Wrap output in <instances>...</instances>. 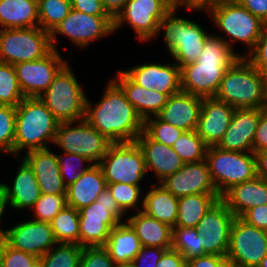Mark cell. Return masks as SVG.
<instances>
[{
	"label": "cell",
	"instance_id": "6da1fadb",
	"mask_svg": "<svg viewBox=\"0 0 267 267\" xmlns=\"http://www.w3.org/2000/svg\"><path fill=\"white\" fill-rule=\"evenodd\" d=\"M84 119L112 143L135 142L144 131V120L113 79L95 106L87 97Z\"/></svg>",
	"mask_w": 267,
	"mask_h": 267
},
{
	"label": "cell",
	"instance_id": "7a4b0ae2",
	"mask_svg": "<svg viewBox=\"0 0 267 267\" xmlns=\"http://www.w3.org/2000/svg\"><path fill=\"white\" fill-rule=\"evenodd\" d=\"M224 37L211 34L196 62L180 68L181 91L202 98L214 97L224 73L244 54H236Z\"/></svg>",
	"mask_w": 267,
	"mask_h": 267
},
{
	"label": "cell",
	"instance_id": "3957f363",
	"mask_svg": "<svg viewBox=\"0 0 267 267\" xmlns=\"http://www.w3.org/2000/svg\"><path fill=\"white\" fill-rule=\"evenodd\" d=\"M59 124L40 98L25 97L16 107L13 156H18L23 149L29 152L50 148Z\"/></svg>",
	"mask_w": 267,
	"mask_h": 267
},
{
	"label": "cell",
	"instance_id": "277c9868",
	"mask_svg": "<svg viewBox=\"0 0 267 267\" xmlns=\"http://www.w3.org/2000/svg\"><path fill=\"white\" fill-rule=\"evenodd\" d=\"M178 3L163 17L157 26L155 36L164 30L167 51L181 68L196 62L206 39L211 35L200 24L176 16Z\"/></svg>",
	"mask_w": 267,
	"mask_h": 267
},
{
	"label": "cell",
	"instance_id": "5b68a950",
	"mask_svg": "<svg viewBox=\"0 0 267 267\" xmlns=\"http://www.w3.org/2000/svg\"><path fill=\"white\" fill-rule=\"evenodd\" d=\"M263 75L240 57L224 73L214 98L234 108H261Z\"/></svg>",
	"mask_w": 267,
	"mask_h": 267
},
{
	"label": "cell",
	"instance_id": "8992f818",
	"mask_svg": "<svg viewBox=\"0 0 267 267\" xmlns=\"http://www.w3.org/2000/svg\"><path fill=\"white\" fill-rule=\"evenodd\" d=\"M124 215L106 188L96 201L79 210L80 246L104 247L111 229L123 222Z\"/></svg>",
	"mask_w": 267,
	"mask_h": 267
},
{
	"label": "cell",
	"instance_id": "52a82bcc",
	"mask_svg": "<svg viewBox=\"0 0 267 267\" xmlns=\"http://www.w3.org/2000/svg\"><path fill=\"white\" fill-rule=\"evenodd\" d=\"M40 99L60 123L84 119L87 96L68 63Z\"/></svg>",
	"mask_w": 267,
	"mask_h": 267
},
{
	"label": "cell",
	"instance_id": "ba28073f",
	"mask_svg": "<svg viewBox=\"0 0 267 267\" xmlns=\"http://www.w3.org/2000/svg\"><path fill=\"white\" fill-rule=\"evenodd\" d=\"M205 159L212 182L220 196L232 186L257 176L253 152L225 151L217 146H208Z\"/></svg>",
	"mask_w": 267,
	"mask_h": 267
},
{
	"label": "cell",
	"instance_id": "9c48e42d",
	"mask_svg": "<svg viewBox=\"0 0 267 267\" xmlns=\"http://www.w3.org/2000/svg\"><path fill=\"white\" fill-rule=\"evenodd\" d=\"M207 14H210L215 26L229 36L224 41L233 51L231 45L239 41L249 48V54L267 26L236 0L213 7Z\"/></svg>",
	"mask_w": 267,
	"mask_h": 267
},
{
	"label": "cell",
	"instance_id": "30bf717a",
	"mask_svg": "<svg viewBox=\"0 0 267 267\" xmlns=\"http://www.w3.org/2000/svg\"><path fill=\"white\" fill-rule=\"evenodd\" d=\"M53 50L50 33L38 27L0 28V62L15 65L41 59Z\"/></svg>",
	"mask_w": 267,
	"mask_h": 267
},
{
	"label": "cell",
	"instance_id": "8fae6325",
	"mask_svg": "<svg viewBox=\"0 0 267 267\" xmlns=\"http://www.w3.org/2000/svg\"><path fill=\"white\" fill-rule=\"evenodd\" d=\"M98 165L107 183L139 185L147 173L143 151L136 141L112 143Z\"/></svg>",
	"mask_w": 267,
	"mask_h": 267
},
{
	"label": "cell",
	"instance_id": "7c38bea8",
	"mask_svg": "<svg viewBox=\"0 0 267 267\" xmlns=\"http://www.w3.org/2000/svg\"><path fill=\"white\" fill-rule=\"evenodd\" d=\"M54 144L63 152L83 156L92 164H98L112 142L83 119L77 122L60 123L56 130Z\"/></svg>",
	"mask_w": 267,
	"mask_h": 267
},
{
	"label": "cell",
	"instance_id": "4fadbf2b",
	"mask_svg": "<svg viewBox=\"0 0 267 267\" xmlns=\"http://www.w3.org/2000/svg\"><path fill=\"white\" fill-rule=\"evenodd\" d=\"M177 0H128L114 18V32L126 23L141 42L155 38L157 26Z\"/></svg>",
	"mask_w": 267,
	"mask_h": 267
},
{
	"label": "cell",
	"instance_id": "5bb4252c",
	"mask_svg": "<svg viewBox=\"0 0 267 267\" xmlns=\"http://www.w3.org/2000/svg\"><path fill=\"white\" fill-rule=\"evenodd\" d=\"M267 255V237L262 229L235 217L229 237L227 258L244 267H257Z\"/></svg>",
	"mask_w": 267,
	"mask_h": 267
},
{
	"label": "cell",
	"instance_id": "9a60e30c",
	"mask_svg": "<svg viewBox=\"0 0 267 267\" xmlns=\"http://www.w3.org/2000/svg\"><path fill=\"white\" fill-rule=\"evenodd\" d=\"M114 32V18L88 15L73 8L68 16L50 33L52 48L56 35L65 36L77 47L86 48L91 42Z\"/></svg>",
	"mask_w": 267,
	"mask_h": 267
},
{
	"label": "cell",
	"instance_id": "2e32d148",
	"mask_svg": "<svg viewBox=\"0 0 267 267\" xmlns=\"http://www.w3.org/2000/svg\"><path fill=\"white\" fill-rule=\"evenodd\" d=\"M66 64L59 51L53 49L41 59L13 65L24 97L40 98Z\"/></svg>",
	"mask_w": 267,
	"mask_h": 267
},
{
	"label": "cell",
	"instance_id": "e0dca14e",
	"mask_svg": "<svg viewBox=\"0 0 267 267\" xmlns=\"http://www.w3.org/2000/svg\"><path fill=\"white\" fill-rule=\"evenodd\" d=\"M235 215L218 200L200 220L196 229L203 236L205 254L227 256L230 229Z\"/></svg>",
	"mask_w": 267,
	"mask_h": 267
},
{
	"label": "cell",
	"instance_id": "ac0fdd59",
	"mask_svg": "<svg viewBox=\"0 0 267 267\" xmlns=\"http://www.w3.org/2000/svg\"><path fill=\"white\" fill-rule=\"evenodd\" d=\"M4 238L12 248L38 258L57 244L50 223L32 219L6 229Z\"/></svg>",
	"mask_w": 267,
	"mask_h": 267
},
{
	"label": "cell",
	"instance_id": "d6986e66",
	"mask_svg": "<svg viewBox=\"0 0 267 267\" xmlns=\"http://www.w3.org/2000/svg\"><path fill=\"white\" fill-rule=\"evenodd\" d=\"M160 184L177 198L190 194L219 195L212 182L206 159L184 163L178 171L167 176Z\"/></svg>",
	"mask_w": 267,
	"mask_h": 267
},
{
	"label": "cell",
	"instance_id": "ffe728a7",
	"mask_svg": "<svg viewBox=\"0 0 267 267\" xmlns=\"http://www.w3.org/2000/svg\"><path fill=\"white\" fill-rule=\"evenodd\" d=\"M136 84L143 88L156 89L168 96L181 91L180 67L172 64L145 63L123 70Z\"/></svg>",
	"mask_w": 267,
	"mask_h": 267
},
{
	"label": "cell",
	"instance_id": "44dd1931",
	"mask_svg": "<svg viewBox=\"0 0 267 267\" xmlns=\"http://www.w3.org/2000/svg\"><path fill=\"white\" fill-rule=\"evenodd\" d=\"M262 112L259 108H235L231 123L216 146L225 151L253 152V141Z\"/></svg>",
	"mask_w": 267,
	"mask_h": 267
},
{
	"label": "cell",
	"instance_id": "7402d4cb",
	"mask_svg": "<svg viewBox=\"0 0 267 267\" xmlns=\"http://www.w3.org/2000/svg\"><path fill=\"white\" fill-rule=\"evenodd\" d=\"M235 108L225 102L203 98L196 127L197 134L207 146H216L231 123Z\"/></svg>",
	"mask_w": 267,
	"mask_h": 267
},
{
	"label": "cell",
	"instance_id": "603a6c76",
	"mask_svg": "<svg viewBox=\"0 0 267 267\" xmlns=\"http://www.w3.org/2000/svg\"><path fill=\"white\" fill-rule=\"evenodd\" d=\"M23 159L33 169L41 194H66L57 154L50 148L26 152Z\"/></svg>",
	"mask_w": 267,
	"mask_h": 267
},
{
	"label": "cell",
	"instance_id": "cb8c5ba5",
	"mask_svg": "<svg viewBox=\"0 0 267 267\" xmlns=\"http://www.w3.org/2000/svg\"><path fill=\"white\" fill-rule=\"evenodd\" d=\"M202 101V97L180 91L168 97L166 105L157 116L183 131L196 130Z\"/></svg>",
	"mask_w": 267,
	"mask_h": 267
},
{
	"label": "cell",
	"instance_id": "d4e9b609",
	"mask_svg": "<svg viewBox=\"0 0 267 267\" xmlns=\"http://www.w3.org/2000/svg\"><path fill=\"white\" fill-rule=\"evenodd\" d=\"M136 142L143 151L147 172L152 170L155 173L158 184L184 165L172 147L152 140L144 131L136 138Z\"/></svg>",
	"mask_w": 267,
	"mask_h": 267
},
{
	"label": "cell",
	"instance_id": "484cf974",
	"mask_svg": "<svg viewBox=\"0 0 267 267\" xmlns=\"http://www.w3.org/2000/svg\"><path fill=\"white\" fill-rule=\"evenodd\" d=\"M124 91L127 100L134 106L139 116L146 119L157 116L166 105L168 95L156 89H145L136 84L123 70L113 79Z\"/></svg>",
	"mask_w": 267,
	"mask_h": 267
},
{
	"label": "cell",
	"instance_id": "4316f807",
	"mask_svg": "<svg viewBox=\"0 0 267 267\" xmlns=\"http://www.w3.org/2000/svg\"><path fill=\"white\" fill-rule=\"evenodd\" d=\"M221 200L235 217H241L247 210L267 204V180L256 176L236 184L221 196Z\"/></svg>",
	"mask_w": 267,
	"mask_h": 267
},
{
	"label": "cell",
	"instance_id": "83f0119b",
	"mask_svg": "<svg viewBox=\"0 0 267 267\" xmlns=\"http://www.w3.org/2000/svg\"><path fill=\"white\" fill-rule=\"evenodd\" d=\"M12 187L0 183L7 205L12 209L31 208L41 196L36 176L29 164L22 159Z\"/></svg>",
	"mask_w": 267,
	"mask_h": 267
},
{
	"label": "cell",
	"instance_id": "f1b7e54d",
	"mask_svg": "<svg viewBox=\"0 0 267 267\" xmlns=\"http://www.w3.org/2000/svg\"><path fill=\"white\" fill-rule=\"evenodd\" d=\"M107 188L101 167L93 164L83 172L80 178L66 188L68 206L80 210L96 201L102 191Z\"/></svg>",
	"mask_w": 267,
	"mask_h": 267
},
{
	"label": "cell",
	"instance_id": "f546056e",
	"mask_svg": "<svg viewBox=\"0 0 267 267\" xmlns=\"http://www.w3.org/2000/svg\"><path fill=\"white\" fill-rule=\"evenodd\" d=\"M126 222L136 232L142 246L172 248L173 228L142 211L129 216Z\"/></svg>",
	"mask_w": 267,
	"mask_h": 267
},
{
	"label": "cell",
	"instance_id": "4dcf8cb0",
	"mask_svg": "<svg viewBox=\"0 0 267 267\" xmlns=\"http://www.w3.org/2000/svg\"><path fill=\"white\" fill-rule=\"evenodd\" d=\"M142 245L136 232L127 222L119 223L111 229L104 248L113 261L120 266H129Z\"/></svg>",
	"mask_w": 267,
	"mask_h": 267
},
{
	"label": "cell",
	"instance_id": "1f68e13d",
	"mask_svg": "<svg viewBox=\"0 0 267 267\" xmlns=\"http://www.w3.org/2000/svg\"><path fill=\"white\" fill-rule=\"evenodd\" d=\"M152 186L143 196L142 212L172 228L175 227L178 216V198L160 183Z\"/></svg>",
	"mask_w": 267,
	"mask_h": 267
},
{
	"label": "cell",
	"instance_id": "d6a6232c",
	"mask_svg": "<svg viewBox=\"0 0 267 267\" xmlns=\"http://www.w3.org/2000/svg\"><path fill=\"white\" fill-rule=\"evenodd\" d=\"M38 26V0H0V27L2 29Z\"/></svg>",
	"mask_w": 267,
	"mask_h": 267
},
{
	"label": "cell",
	"instance_id": "836d02e7",
	"mask_svg": "<svg viewBox=\"0 0 267 267\" xmlns=\"http://www.w3.org/2000/svg\"><path fill=\"white\" fill-rule=\"evenodd\" d=\"M220 199V195L212 194H190L179 197L175 227L196 228L208 210Z\"/></svg>",
	"mask_w": 267,
	"mask_h": 267
},
{
	"label": "cell",
	"instance_id": "e575fe53",
	"mask_svg": "<svg viewBox=\"0 0 267 267\" xmlns=\"http://www.w3.org/2000/svg\"><path fill=\"white\" fill-rule=\"evenodd\" d=\"M57 243L80 246L79 210L66 205L50 222Z\"/></svg>",
	"mask_w": 267,
	"mask_h": 267
},
{
	"label": "cell",
	"instance_id": "d590c367",
	"mask_svg": "<svg viewBox=\"0 0 267 267\" xmlns=\"http://www.w3.org/2000/svg\"><path fill=\"white\" fill-rule=\"evenodd\" d=\"M202 244L203 236L196 228L173 227L172 249L178 251L187 261L206 255Z\"/></svg>",
	"mask_w": 267,
	"mask_h": 267
},
{
	"label": "cell",
	"instance_id": "8d00e7d4",
	"mask_svg": "<svg viewBox=\"0 0 267 267\" xmlns=\"http://www.w3.org/2000/svg\"><path fill=\"white\" fill-rule=\"evenodd\" d=\"M70 10L71 0H38L39 27L51 33Z\"/></svg>",
	"mask_w": 267,
	"mask_h": 267
},
{
	"label": "cell",
	"instance_id": "74e56055",
	"mask_svg": "<svg viewBox=\"0 0 267 267\" xmlns=\"http://www.w3.org/2000/svg\"><path fill=\"white\" fill-rule=\"evenodd\" d=\"M81 252L78 244L57 243L39 258L40 267H79Z\"/></svg>",
	"mask_w": 267,
	"mask_h": 267
},
{
	"label": "cell",
	"instance_id": "f35d334b",
	"mask_svg": "<svg viewBox=\"0 0 267 267\" xmlns=\"http://www.w3.org/2000/svg\"><path fill=\"white\" fill-rule=\"evenodd\" d=\"M207 145L195 130L184 131L175 141L172 149L184 163L199 162L205 159Z\"/></svg>",
	"mask_w": 267,
	"mask_h": 267
},
{
	"label": "cell",
	"instance_id": "ab89813d",
	"mask_svg": "<svg viewBox=\"0 0 267 267\" xmlns=\"http://www.w3.org/2000/svg\"><path fill=\"white\" fill-rule=\"evenodd\" d=\"M24 98L13 65L0 62V105L17 107Z\"/></svg>",
	"mask_w": 267,
	"mask_h": 267
},
{
	"label": "cell",
	"instance_id": "60d3db41",
	"mask_svg": "<svg viewBox=\"0 0 267 267\" xmlns=\"http://www.w3.org/2000/svg\"><path fill=\"white\" fill-rule=\"evenodd\" d=\"M107 188L110 190L118 206L125 214L128 210L133 208L137 209L138 211H142L143 197L140 200V195L142 193L140 185L107 183ZM140 203L141 209L139 206Z\"/></svg>",
	"mask_w": 267,
	"mask_h": 267
},
{
	"label": "cell",
	"instance_id": "b9f144b4",
	"mask_svg": "<svg viewBox=\"0 0 267 267\" xmlns=\"http://www.w3.org/2000/svg\"><path fill=\"white\" fill-rule=\"evenodd\" d=\"M144 132L154 141L172 147L183 130L153 116L144 121Z\"/></svg>",
	"mask_w": 267,
	"mask_h": 267
},
{
	"label": "cell",
	"instance_id": "7bdbcfd3",
	"mask_svg": "<svg viewBox=\"0 0 267 267\" xmlns=\"http://www.w3.org/2000/svg\"><path fill=\"white\" fill-rule=\"evenodd\" d=\"M57 157L60 174L66 187L77 181L81 174L93 165L90 160L77 154L63 152L62 154L57 155ZM75 162L78 165L74 164ZM85 162L88 164L85 165Z\"/></svg>",
	"mask_w": 267,
	"mask_h": 267
},
{
	"label": "cell",
	"instance_id": "ee69618b",
	"mask_svg": "<svg viewBox=\"0 0 267 267\" xmlns=\"http://www.w3.org/2000/svg\"><path fill=\"white\" fill-rule=\"evenodd\" d=\"M66 205V194H41L32 207L33 220L50 223Z\"/></svg>",
	"mask_w": 267,
	"mask_h": 267
},
{
	"label": "cell",
	"instance_id": "f6af8a7d",
	"mask_svg": "<svg viewBox=\"0 0 267 267\" xmlns=\"http://www.w3.org/2000/svg\"><path fill=\"white\" fill-rule=\"evenodd\" d=\"M16 107L0 105V152L13 155Z\"/></svg>",
	"mask_w": 267,
	"mask_h": 267
},
{
	"label": "cell",
	"instance_id": "bcb514c9",
	"mask_svg": "<svg viewBox=\"0 0 267 267\" xmlns=\"http://www.w3.org/2000/svg\"><path fill=\"white\" fill-rule=\"evenodd\" d=\"M0 267H40V259L32 254L12 248L4 242Z\"/></svg>",
	"mask_w": 267,
	"mask_h": 267
},
{
	"label": "cell",
	"instance_id": "7dc6e473",
	"mask_svg": "<svg viewBox=\"0 0 267 267\" xmlns=\"http://www.w3.org/2000/svg\"><path fill=\"white\" fill-rule=\"evenodd\" d=\"M79 267H119L104 247L82 248Z\"/></svg>",
	"mask_w": 267,
	"mask_h": 267
},
{
	"label": "cell",
	"instance_id": "c3c4849f",
	"mask_svg": "<svg viewBox=\"0 0 267 267\" xmlns=\"http://www.w3.org/2000/svg\"><path fill=\"white\" fill-rule=\"evenodd\" d=\"M245 58L262 74L267 75V26L255 48Z\"/></svg>",
	"mask_w": 267,
	"mask_h": 267
},
{
	"label": "cell",
	"instance_id": "681fc988",
	"mask_svg": "<svg viewBox=\"0 0 267 267\" xmlns=\"http://www.w3.org/2000/svg\"><path fill=\"white\" fill-rule=\"evenodd\" d=\"M166 248L142 246L128 267H156Z\"/></svg>",
	"mask_w": 267,
	"mask_h": 267
},
{
	"label": "cell",
	"instance_id": "f907efd6",
	"mask_svg": "<svg viewBox=\"0 0 267 267\" xmlns=\"http://www.w3.org/2000/svg\"><path fill=\"white\" fill-rule=\"evenodd\" d=\"M71 8L88 15L112 17L103 6L102 0H71Z\"/></svg>",
	"mask_w": 267,
	"mask_h": 267
},
{
	"label": "cell",
	"instance_id": "816d5d0a",
	"mask_svg": "<svg viewBox=\"0 0 267 267\" xmlns=\"http://www.w3.org/2000/svg\"><path fill=\"white\" fill-rule=\"evenodd\" d=\"M240 218L248 224L264 230L267 227V204L247 210Z\"/></svg>",
	"mask_w": 267,
	"mask_h": 267
},
{
	"label": "cell",
	"instance_id": "f5cc1de1",
	"mask_svg": "<svg viewBox=\"0 0 267 267\" xmlns=\"http://www.w3.org/2000/svg\"><path fill=\"white\" fill-rule=\"evenodd\" d=\"M186 267H229V260L226 256L206 254L188 260Z\"/></svg>",
	"mask_w": 267,
	"mask_h": 267
},
{
	"label": "cell",
	"instance_id": "db71d44e",
	"mask_svg": "<svg viewBox=\"0 0 267 267\" xmlns=\"http://www.w3.org/2000/svg\"><path fill=\"white\" fill-rule=\"evenodd\" d=\"M267 150V113L262 112L253 141V153Z\"/></svg>",
	"mask_w": 267,
	"mask_h": 267
},
{
	"label": "cell",
	"instance_id": "11a10c76",
	"mask_svg": "<svg viewBox=\"0 0 267 267\" xmlns=\"http://www.w3.org/2000/svg\"><path fill=\"white\" fill-rule=\"evenodd\" d=\"M234 0H177L179 6L198 12L209 11L211 8Z\"/></svg>",
	"mask_w": 267,
	"mask_h": 267
},
{
	"label": "cell",
	"instance_id": "9f6ffc18",
	"mask_svg": "<svg viewBox=\"0 0 267 267\" xmlns=\"http://www.w3.org/2000/svg\"><path fill=\"white\" fill-rule=\"evenodd\" d=\"M267 25V0H236Z\"/></svg>",
	"mask_w": 267,
	"mask_h": 267
},
{
	"label": "cell",
	"instance_id": "6f0895ef",
	"mask_svg": "<svg viewBox=\"0 0 267 267\" xmlns=\"http://www.w3.org/2000/svg\"><path fill=\"white\" fill-rule=\"evenodd\" d=\"M187 260L176 250H166L156 267H186Z\"/></svg>",
	"mask_w": 267,
	"mask_h": 267
},
{
	"label": "cell",
	"instance_id": "680465c9",
	"mask_svg": "<svg viewBox=\"0 0 267 267\" xmlns=\"http://www.w3.org/2000/svg\"><path fill=\"white\" fill-rule=\"evenodd\" d=\"M256 174L267 180V150L255 152Z\"/></svg>",
	"mask_w": 267,
	"mask_h": 267
},
{
	"label": "cell",
	"instance_id": "91938a15",
	"mask_svg": "<svg viewBox=\"0 0 267 267\" xmlns=\"http://www.w3.org/2000/svg\"><path fill=\"white\" fill-rule=\"evenodd\" d=\"M127 1L128 0H102L103 6L113 18L123 9Z\"/></svg>",
	"mask_w": 267,
	"mask_h": 267
},
{
	"label": "cell",
	"instance_id": "94428289",
	"mask_svg": "<svg viewBox=\"0 0 267 267\" xmlns=\"http://www.w3.org/2000/svg\"><path fill=\"white\" fill-rule=\"evenodd\" d=\"M260 109L267 113V75H263L262 103Z\"/></svg>",
	"mask_w": 267,
	"mask_h": 267
},
{
	"label": "cell",
	"instance_id": "6125c7cd",
	"mask_svg": "<svg viewBox=\"0 0 267 267\" xmlns=\"http://www.w3.org/2000/svg\"><path fill=\"white\" fill-rule=\"evenodd\" d=\"M7 206H8L7 200L4 196L2 189L0 188V221H1L2 215H4L3 213L5 212V209ZM4 235H5V230L3 231L0 227V237H4Z\"/></svg>",
	"mask_w": 267,
	"mask_h": 267
},
{
	"label": "cell",
	"instance_id": "be15d7a7",
	"mask_svg": "<svg viewBox=\"0 0 267 267\" xmlns=\"http://www.w3.org/2000/svg\"><path fill=\"white\" fill-rule=\"evenodd\" d=\"M257 267H267V255L262 259Z\"/></svg>",
	"mask_w": 267,
	"mask_h": 267
},
{
	"label": "cell",
	"instance_id": "e7e4bbea",
	"mask_svg": "<svg viewBox=\"0 0 267 267\" xmlns=\"http://www.w3.org/2000/svg\"><path fill=\"white\" fill-rule=\"evenodd\" d=\"M4 242H5V238L4 237H0V257H1V251H2V248H3Z\"/></svg>",
	"mask_w": 267,
	"mask_h": 267
},
{
	"label": "cell",
	"instance_id": "03108f58",
	"mask_svg": "<svg viewBox=\"0 0 267 267\" xmlns=\"http://www.w3.org/2000/svg\"><path fill=\"white\" fill-rule=\"evenodd\" d=\"M229 267H244V266H240V265L231 263V262L229 261Z\"/></svg>",
	"mask_w": 267,
	"mask_h": 267
},
{
	"label": "cell",
	"instance_id": "003e7915",
	"mask_svg": "<svg viewBox=\"0 0 267 267\" xmlns=\"http://www.w3.org/2000/svg\"><path fill=\"white\" fill-rule=\"evenodd\" d=\"M265 236L267 237V227L264 229Z\"/></svg>",
	"mask_w": 267,
	"mask_h": 267
}]
</instances>
